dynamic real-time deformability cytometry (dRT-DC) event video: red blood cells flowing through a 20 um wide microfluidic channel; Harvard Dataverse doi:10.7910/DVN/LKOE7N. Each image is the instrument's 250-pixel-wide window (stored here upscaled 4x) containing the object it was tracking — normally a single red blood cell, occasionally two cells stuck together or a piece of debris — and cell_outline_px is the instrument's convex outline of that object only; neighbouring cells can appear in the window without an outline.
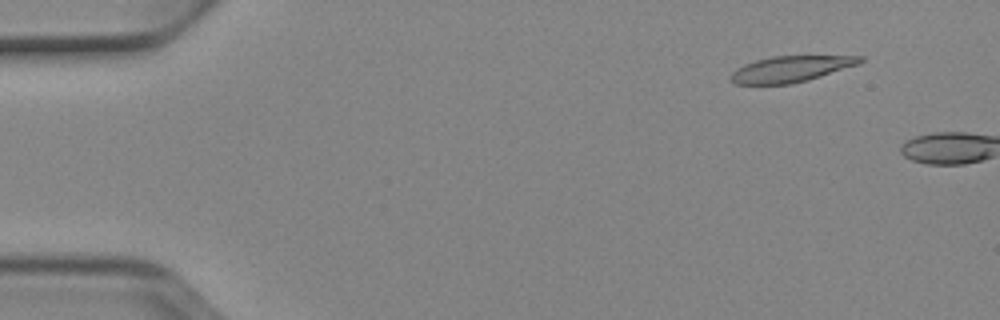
{"species": "Egyptian fruit bat (a non-hibernating species)", "species_latin": "Rousettus aegyptiacus", "temperature_condition": "cold", "stored_images_in_passage": 7, "camera_frame_rate_fps": 3000, "um_per_image_px": 0.085, "animal": {"sex": "female"}, "frame": {"image": 1, "passage_image": 5, "time_ms": 1.333, "image_size_px": [1000, 320], "cell_outline_px": [[864, 60], [860, 64], [808, 80], [788, 84], [736, 84], [728, 80], [728, 76], [736, 68], [744, 64], [756, 60], [772, 56], [864, 56]], "centroid_in_image_um": [67.19, 5.86], "position_along_channel_um": 17.8, "area_um2": 19.71}}